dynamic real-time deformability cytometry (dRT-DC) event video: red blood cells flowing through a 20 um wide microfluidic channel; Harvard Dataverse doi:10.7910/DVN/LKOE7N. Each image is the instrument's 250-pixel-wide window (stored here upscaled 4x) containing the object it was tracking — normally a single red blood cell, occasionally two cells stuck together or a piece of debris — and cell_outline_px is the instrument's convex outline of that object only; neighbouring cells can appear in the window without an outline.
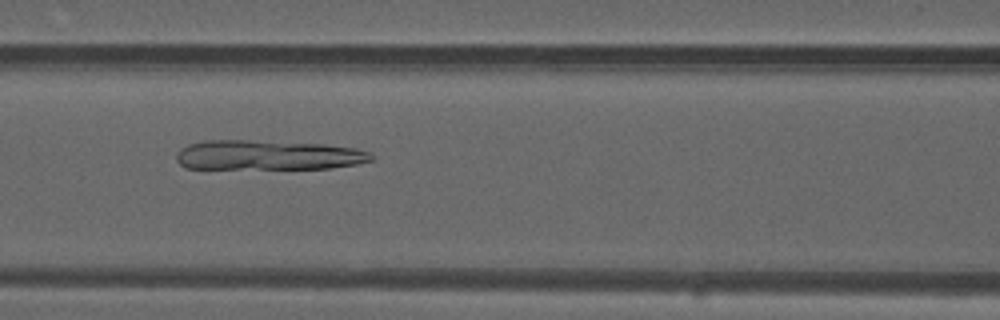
{"species": "common noctule bat (a hibernating species)", "species_latin": "Nyctalus noctula", "temperature_condition": "warm", "stored_images_in_passage": 45, "camera_frame_rate_fps": 3000, "um_per_image_px": 0.085, "animal": {"sex": "male", "forearm_length_mm": 52.5}, "frame": {"image": 1, "passage_image": 16, "time_ms": 5.0, "image_size_px": [1000, 320], "cell_outline_px": [[376, 156], [372, 160], [356, 164], [328, 168], [184, 168], [176, 160], [176, 152], [180, 148], [188, 144], [204, 140], [248, 140], [324, 144], [356, 148], [368, 152]], "centroid_in_image_um": [22.74, 13.17], "position_along_channel_um": 143.9, "area_um2": 33.81}}
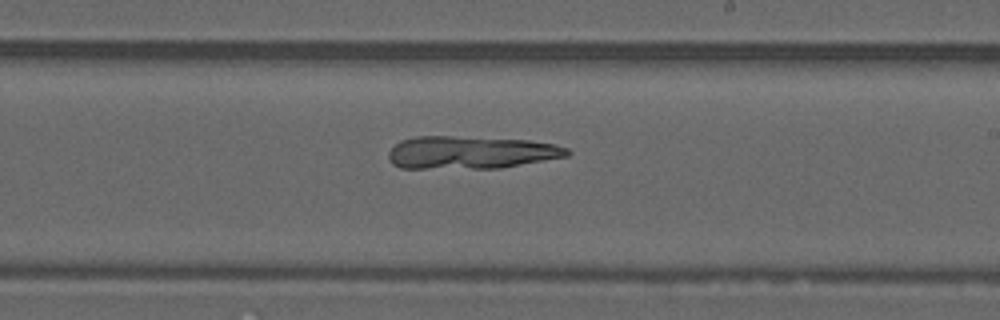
{"frame": {"image": 2, "passage_image": 24, "time_ms": 7.667, "image_size_px": [1000, 320], "cell_outline_px": [[572, 152], [568, 156], [500, 168], [400, 168], [392, 164], [388, 160], [388, 152], [400, 140], [416, 136], [452, 136], [528, 140], [556, 144], [568, 148]], "centroid_in_image_um": [40.0, 12.96], "position_along_channel_um": 249.0, "area_um2": 34.22}}
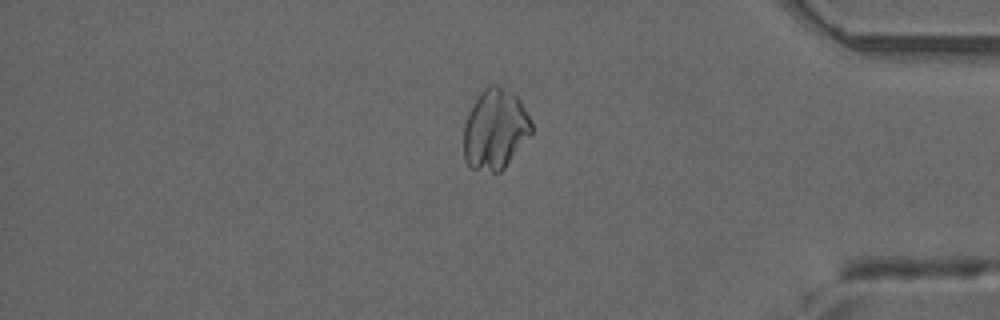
{"frame": {"image": 3, "passage_image": 37, "time_ms": 12.0, "image_size_px": [1000, 320], "cell_outline_px": [[532, 132], [504, 168], [500, 172], [492, 172], [468, 168], [464, 160], [464, 124], [468, 112], [472, 104], [480, 92], [488, 84], [496, 84], [512, 92], [520, 100], [532, 120]], "centroid_in_image_um": [42.06, 10.98], "position_along_channel_um": 393.1, "area_um2": 32.02}}